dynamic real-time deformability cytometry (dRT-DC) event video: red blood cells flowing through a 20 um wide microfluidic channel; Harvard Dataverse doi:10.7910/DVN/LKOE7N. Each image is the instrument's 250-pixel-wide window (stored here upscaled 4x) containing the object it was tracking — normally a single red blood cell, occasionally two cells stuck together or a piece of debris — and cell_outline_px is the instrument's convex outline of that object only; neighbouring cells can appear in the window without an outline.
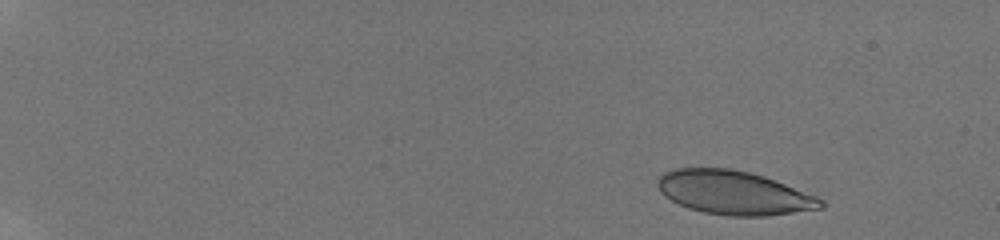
{"species": "human", "species_latin": "Homo sapiens", "temperature_condition": "room temperature", "stored_images_in_passage": 19, "camera_frame_rate_fps": 3000, "um_per_image_px": 0.085, "donor": {"sex": "male"}, "frame": {"image": 1, "passage_image": 3, "time_ms": 1.333, "image_size_px": [1000, 240], "cell_outline_px": [[824, 208], [768, 216], [728, 216], [704, 212], [688, 208], [664, 196], [660, 192], [656, 184], [656, 176], [664, 172], [676, 168], [732, 168], [764, 176], [816, 196], [824, 200]], "centroid_in_image_um": [62.35, 16.38], "position_along_channel_um": 22.7, "area_um2": 41.79}}
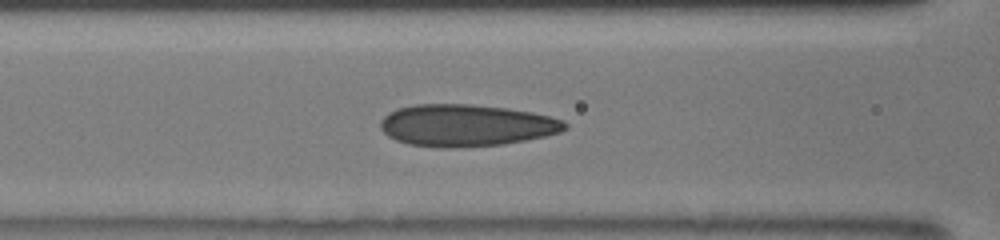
{"frame": {"image": 2, "passage_image": 12, "time_ms": 7.667, "image_size_px": [1000, 240], "cell_outline_px": [[568, 128], [560, 132], [544, 136], [504, 144], [452, 148], [440, 148], [408, 144], [396, 140], [388, 136], [380, 128], [380, 120], [388, 112], [396, 108], [416, 104], [472, 104], [508, 108], [532, 112], [564, 120], [568, 124]], "centroid_in_image_um": [39.6, 10.65], "position_along_channel_um": 127.0, "area_um2": 45.37}}
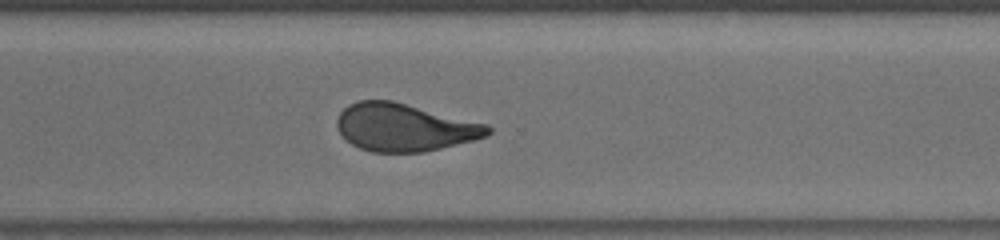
{"frame": {"image": 3, "passage_image": 19, "time_ms": 12.667, "image_size_px": [1000, 240], "cell_outline_px": [[492, 132], [488, 136], [424, 152], [372, 152], [360, 148], [352, 144], [340, 132], [336, 124], [336, 120], [340, 112], [348, 104], [360, 100], [392, 100], [488, 124], [492, 128]], "centroid_in_image_um": [34.38, 10.82], "position_along_channel_um": 336.2, "area_um2": 41.79}}